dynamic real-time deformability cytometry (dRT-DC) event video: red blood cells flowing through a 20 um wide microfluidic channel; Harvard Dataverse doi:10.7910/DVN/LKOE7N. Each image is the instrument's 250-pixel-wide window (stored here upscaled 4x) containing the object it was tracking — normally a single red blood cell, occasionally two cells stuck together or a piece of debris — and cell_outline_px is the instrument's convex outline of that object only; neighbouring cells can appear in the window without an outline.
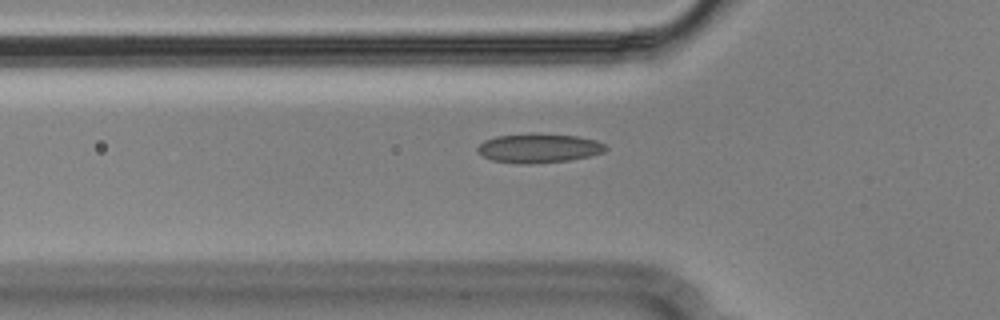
{"species": "Egyptian fruit bat (a non-hibernating species)", "species_latin": "Rousettus aegyptiacus", "temperature_condition": "cold", "stored_images_in_passage": 32, "camera_frame_rate_fps": 3000, "um_per_image_px": 0.085, "animal": {"sex": "male"}, "frame": {"image": 1, "passage_image": 2, "time_ms": 0.333, "image_size_px": [1000, 320], "cell_outline_px": [[608, 148], [604, 152], [592, 156], [568, 160], [532, 164], [520, 164], [492, 160], [476, 152], [476, 148], [484, 140], [496, 136], [576, 136], [596, 140], [604, 144]], "centroid_in_image_um": [45.8, 12.65], "position_along_channel_um": 80.0, "area_um2": 20.98}}
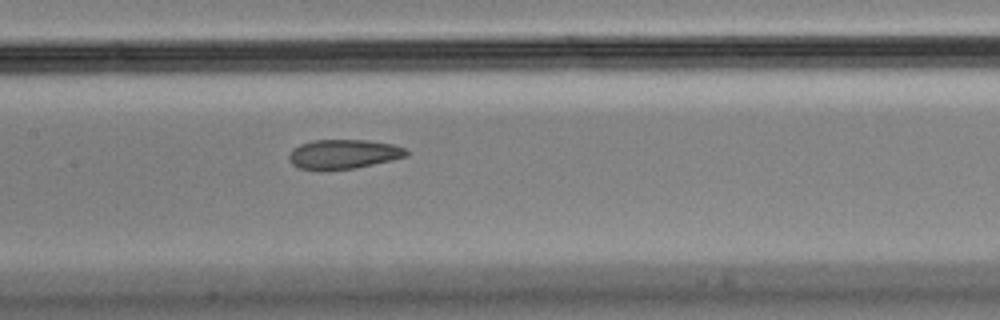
{"frame": {"image": 2, "passage_image": 10, "time_ms": 3.0, "image_size_px": [1000, 320], "cell_outline_px": [[408, 156], [392, 160], [356, 168], [320, 172], [300, 168], [292, 164], [288, 160], [288, 156], [292, 148], [300, 144], [312, 140], [368, 140], [392, 144], [404, 148], [408, 152]], "centroid_in_image_um": [29.14, 13.12], "position_along_channel_um": 178.3, "area_um2": 20.58}}
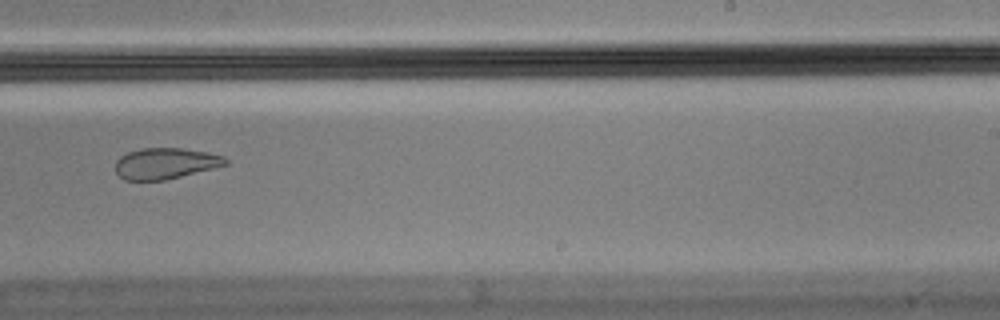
{"frame": {"image": 3, "passage_image": 18, "time_ms": 5.667, "image_size_px": [1000, 320], "cell_outline_px": [[228, 164], [164, 180], [124, 180], [116, 172], [116, 160], [120, 156], [128, 152], [140, 148], [184, 148], [208, 152], [224, 156], [228, 160]], "centroid_in_image_um": [14.05, 13.87], "position_along_channel_um": 275.0, "area_um2": 19.83}}